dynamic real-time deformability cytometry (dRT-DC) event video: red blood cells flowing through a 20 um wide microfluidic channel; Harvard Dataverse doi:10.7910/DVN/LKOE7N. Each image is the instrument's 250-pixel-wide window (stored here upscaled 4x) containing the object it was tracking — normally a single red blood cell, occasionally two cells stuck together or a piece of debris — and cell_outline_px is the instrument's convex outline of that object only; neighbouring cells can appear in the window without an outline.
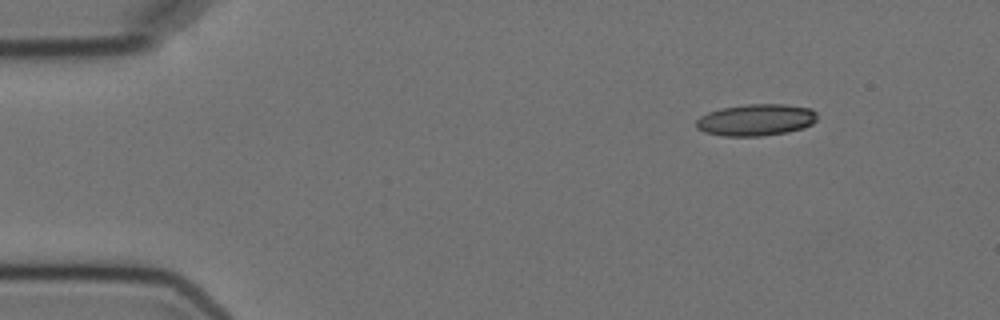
{"species": "Egyptian fruit bat (a non-hibernating species)", "species_latin": "Rousettus aegyptiacus", "temperature_condition": "cold", "stored_images_in_passage": 8, "camera_frame_rate_fps": 3000, "um_per_image_px": 0.085, "animal": {"sex": "female"}, "frame": {"image": 1, "passage_image": 1, "time_ms": 0.0, "image_size_px": [1000, 320], "cell_outline_px": [[816, 120], [812, 124], [804, 128], [788, 132], [760, 136], [724, 136], [704, 132], [696, 128], [696, 120], [700, 116], [708, 112], [720, 108], [748, 104], [784, 104], [812, 108], [816, 112]], "centroid_in_image_um": [64.26, 10.19], "position_along_channel_um": 20.7, "area_um2": 22.54}}
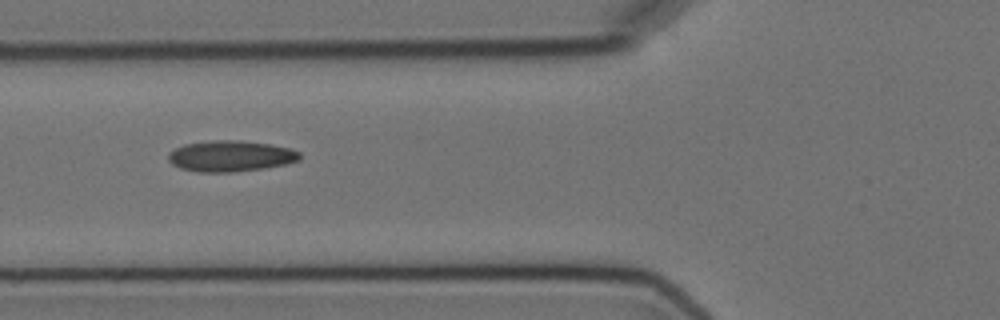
{"frame": {"image": 2, "passage_image": 5, "time_ms": 4.667, "image_size_px": [1000, 320], "cell_outline_px": [[300, 160], [284, 164], [264, 168], [232, 172], [200, 172], [180, 168], [172, 164], [168, 160], [168, 152], [184, 144], [216, 140], [240, 140], [272, 144], [292, 148], [300, 152]], "centroid_in_image_um": [19.61, 13.26], "position_along_channel_um": 106.2, "area_um2": 23.81}}
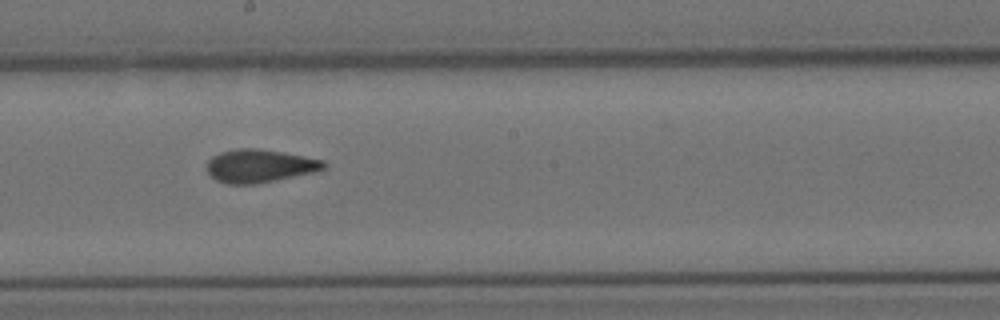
{"frame": {"image": 3, "passage_image": 8, "time_ms": 8.0, "image_size_px": [1000, 320], "cell_outline_px": [[328, 164], [324, 168], [316, 172], [256, 184], [228, 184], [216, 180], [208, 172], [208, 160], [212, 156], [220, 152], [236, 148], [256, 148], [284, 152], [324, 160]], "centroid_in_image_um": [22.09, 14.1], "position_along_channel_um": 226.1, "area_um2": 22.66}}